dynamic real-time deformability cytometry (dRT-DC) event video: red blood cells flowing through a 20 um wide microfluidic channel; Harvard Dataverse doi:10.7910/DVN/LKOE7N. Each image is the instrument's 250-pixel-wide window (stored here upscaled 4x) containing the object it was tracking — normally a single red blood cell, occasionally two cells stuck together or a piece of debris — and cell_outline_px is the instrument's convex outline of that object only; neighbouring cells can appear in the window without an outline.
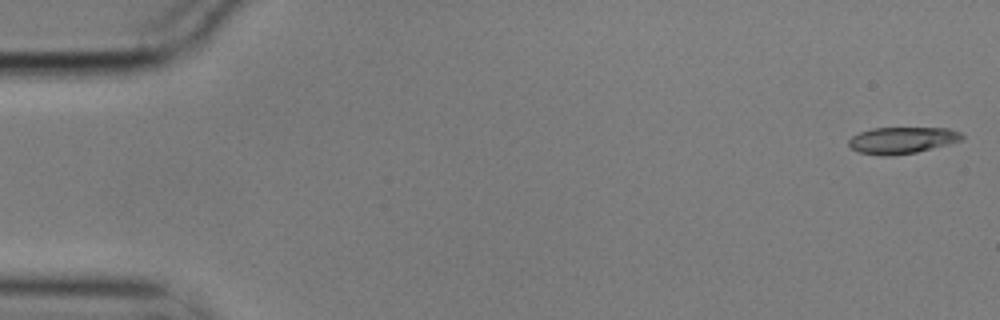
{"species": "common noctule bat (a hibernating species)", "species_latin": "Nyctalus noctula", "temperature_condition": "cold", "stored_images_in_passage": 56, "camera_frame_rate_fps": 3000, "um_per_image_px": 0.085, "animal": {"sex": "male", "body_mass_g": 17.9}, "frame": {"image": 1, "passage_image": 1, "time_ms": 0.0, "image_size_px": [1000, 320], "cell_outline_px": [[964, 136], [960, 140], [948, 144], [916, 152], [888, 156], [860, 152], [852, 148], [848, 144], [848, 140], [852, 136], [860, 132], [872, 128], [948, 128], [960, 132]], "centroid_in_image_um": [76.67, 11.91], "position_along_channel_um": 8.3, "area_um2": 17.28}}
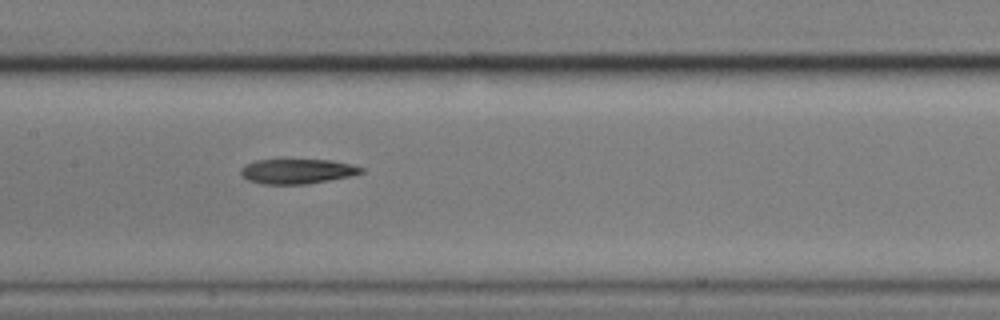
{"frame": {"image": 2, "passage_image": 27, "time_ms": 8.667, "image_size_px": [1000, 320], "cell_outline_px": [[364, 172], [348, 176], [328, 180], [304, 184], [260, 184], [248, 180], [240, 172], [240, 168], [244, 164], [256, 160], [332, 160], [352, 164], [364, 168]], "centroid_in_image_um": [25.24, 14.55], "position_along_channel_um": 182.2, "area_um2": 17.34}}
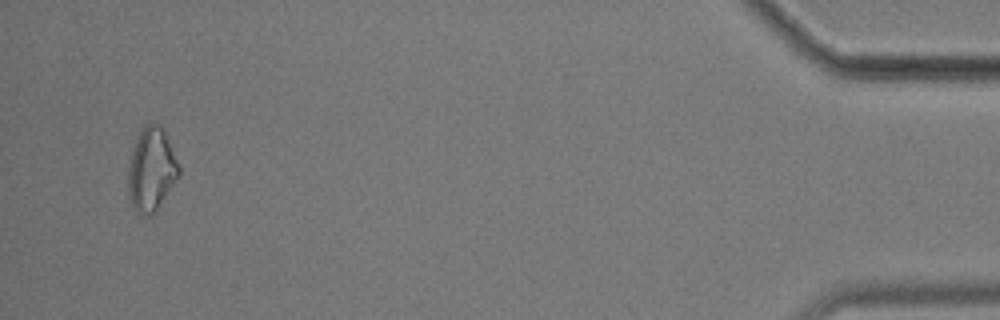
{"frame": {"image": 3, "passage_image": 54, "time_ms": 17.667, "image_size_px": [1000, 320], "cell_outline_px": [[180, 176], [156, 208], [148, 216], [140, 216], [132, 208], [128, 192], [128, 172], [132, 152], [136, 140], [144, 124], [152, 120], [160, 124], [164, 128], [180, 168]], "centroid_in_image_um": [12.87, 14.37], "position_along_channel_um": 422.3, "area_um2": 24.68}}